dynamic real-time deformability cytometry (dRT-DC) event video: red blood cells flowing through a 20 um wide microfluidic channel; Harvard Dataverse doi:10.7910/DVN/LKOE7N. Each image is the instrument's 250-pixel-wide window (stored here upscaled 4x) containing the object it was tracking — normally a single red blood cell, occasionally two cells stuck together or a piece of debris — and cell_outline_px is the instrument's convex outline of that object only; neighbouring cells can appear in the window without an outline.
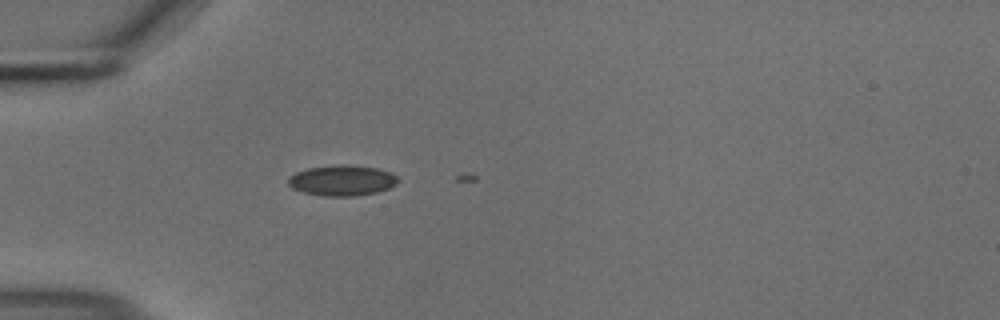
{"species": "common noctule bat (a hibernating species)", "species_latin": "Nyctalus noctula", "temperature_condition": "cold", "stored_images_in_passage": 4, "camera_frame_rate_fps": 3000, "um_per_image_px": 0.085, "animal": {"sex": "male", "body_mass_g": 18.8}, "frame": {"image": 1, "passage_image": 2, "time_ms": 0.333, "image_size_px": [1000, 320], "cell_outline_px": [[400, 180], [396, 184], [388, 188], [376, 192], [356, 196], [324, 196], [304, 192], [292, 188], [288, 184], [288, 176], [296, 172], [308, 168], [340, 164], [348, 164], [376, 168], [392, 172]], "centroid_in_image_um": [29.08, 15.33], "position_along_channel_um": 55.9, "area_um2": 19.65}}